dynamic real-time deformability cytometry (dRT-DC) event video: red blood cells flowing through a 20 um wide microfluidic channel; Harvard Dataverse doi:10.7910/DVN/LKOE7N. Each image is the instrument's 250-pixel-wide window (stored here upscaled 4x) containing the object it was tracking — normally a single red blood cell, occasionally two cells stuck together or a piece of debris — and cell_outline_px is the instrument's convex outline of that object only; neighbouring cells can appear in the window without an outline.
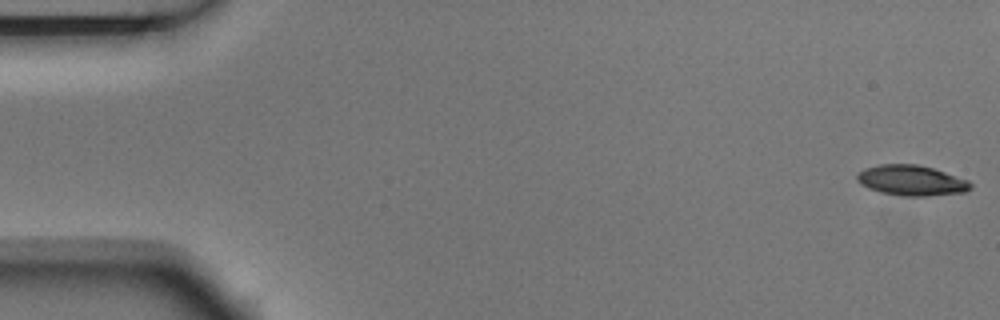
{"species": "Egyptian fruit bat (a non-hibernating species)", "species_latin": "Rousettus aegyptiacus", "temperature_condition": "room temperature", "stored_images_in_passage": 6, "camera_frame_rate_fps": 3000, "um_per_image_px": 0.085, "animal": {"sex": "male"}, "frame": {"image": 1, "passage_image": 1, "time_ms": 0.0, "image_size_px": [1000, 320], "cell_outline_px": [[972, 188], [964, 192], [924, 196], [900, 196], [880, 192], [868, 188], [860, 184], [856, 180], [856, 176], [864, 168], [880, 164], [916, 164], [932, 168], [968, 180], [972, 184]], "centroid_in_image_um": [77.44, 15.34], "position_along_channel_um": 7.6, "area_um2": 20.06}}
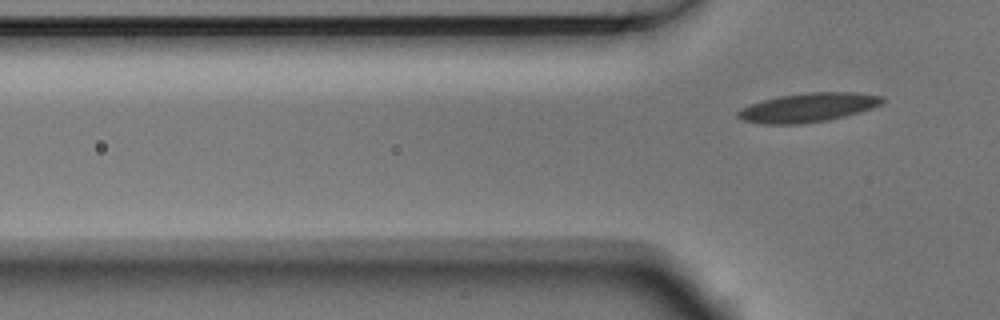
{"frame": {"image": 2, "passage_image": 6, "time_ms": 1.667, "image_size_px": [1000, 320], "cell_outline_px": [[884, 100], [880, 104], [872, 108], [844, 116], [828, 120], [800, 124], [764, 124], [744, 120], [736, 116], [736, 112], [740, 108], [764, 100], [780, 96], [808, 92], [856, 92], [884, 96]], "centroid_in_image_um": [68.69, 9.13], "position_along_channel_um": 57.1, "area_um2": 24.28}}